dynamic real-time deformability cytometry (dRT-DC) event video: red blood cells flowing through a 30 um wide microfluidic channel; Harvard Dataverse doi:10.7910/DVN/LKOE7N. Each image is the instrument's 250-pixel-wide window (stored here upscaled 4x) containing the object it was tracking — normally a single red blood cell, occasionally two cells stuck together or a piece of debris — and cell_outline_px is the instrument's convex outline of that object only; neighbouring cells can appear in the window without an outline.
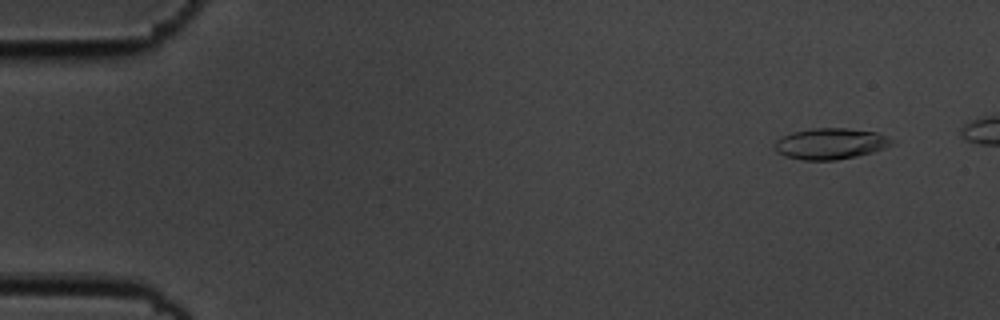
{"species": "common noctule bat (a hibernating species)", "species_latin": "Nyctalus noctula", "temperature_condition": "cold", "stored_images_in_passage": 3, "camera_frame_rate_fps": 3000, "um_per_image_px": 0.085, "animal": {"sex": "male", "body_mass_g": 19.5, "forearm_length_mm": 54.6}, "frame": {"image": 1, "passage_image": 1, "time_ms": 0.0, "image_size_px": [1000, 320], "cell_outline_px": [[892, 144], [884, 148], [872, 152], [856, 156], [836, 160], [804, 160], [784, 156], [776, 152], [772, 144], [776, 140], [792, 132], [812, 128], [844, 128], [876, 132], [892, 140]], "centroid_in_image_um": [70.52, 12.22], "position_along_channel_um": 14.5, "area_um2": 21.1}}